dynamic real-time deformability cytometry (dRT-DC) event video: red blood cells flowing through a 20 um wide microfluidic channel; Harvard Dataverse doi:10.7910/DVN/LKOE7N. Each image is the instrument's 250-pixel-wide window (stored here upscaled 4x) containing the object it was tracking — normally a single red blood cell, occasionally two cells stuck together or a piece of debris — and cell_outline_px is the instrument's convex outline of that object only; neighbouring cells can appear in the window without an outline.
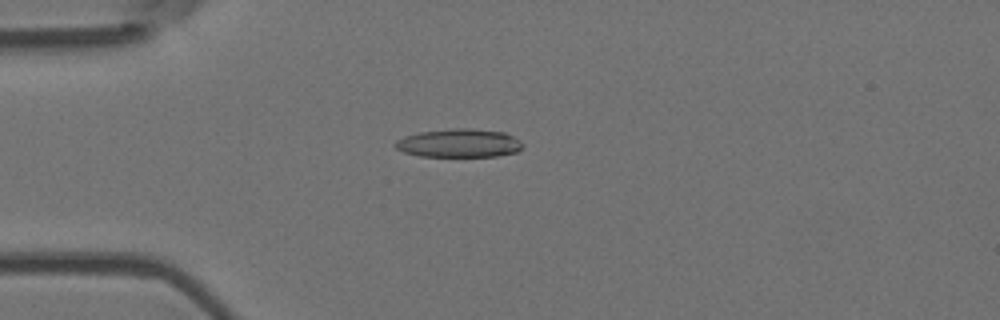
{"species": "Egyptian fruit bat (a non-hibernating species)", "species_latin": "Rousettus aegyptiacus", "temperature_condition": "room temperature", "stored_images_in_passage": 54, "camera_frame_rate_fps": 3000, "um_per_image_px": 0.085, "animal": {"sex": "female"}, "frame": {"image": 1, "passage_image": 15, "time_ms": 4.667, "image_size_px": [1000, 320], "cell_outline_px": [[524, 144], [516, 152], [496, 156], [420, 156], [404, 152], [396, 148], [392, 144], [396, 140], [404, 136], [420, 132], [456, 128], [472, 128], [504, 132], [520, 140]], "centroid_in_image_um": [39.0, 12.16], "position_along_channel_um": 46.0, "area_um2": 21.1}}
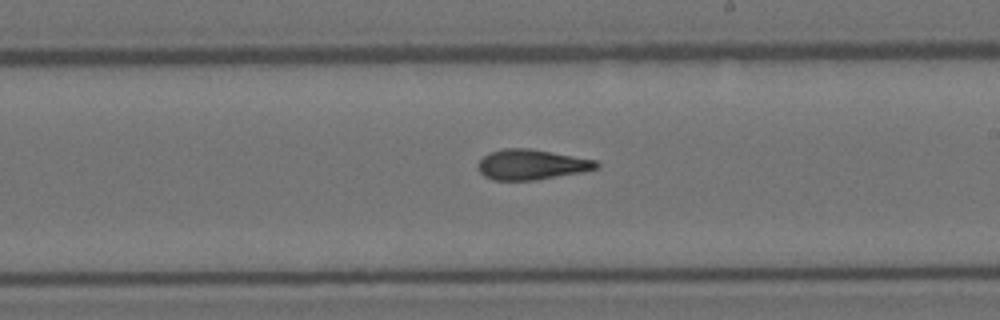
{"frame": {"image": 2, "passage_image": 32, "time_ms": 10.333, "image_size_px": [1000, 320], "cell_outline_px": [[600, 168], [584, 172], [536, 180], [492, 180], [484, 176], [480, 172], [476, 164], [488, 152], [504, 148], [528, 148], [596, 160], [600, 164]], "centroid_in_image_um": [45.18, 13.99], "position_along_channel_um": 243.8, "area_um2": 21.04}}
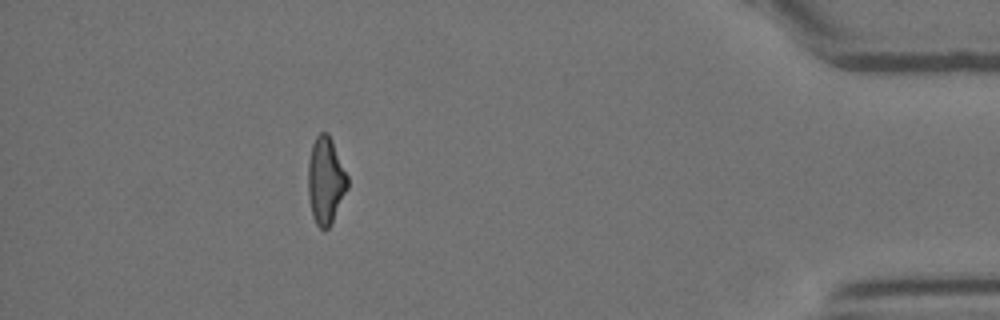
{"frame": {"image": 3, "passage_image": 49, "time_ms": 16.0, "image_size_px": [1000, 320], "cell_outline_px": [[348, 188], [328, 228], [320, 228], [316, 224], [312, 216], [308, 196], [308, 160], [312, 144], [316, 136], [320, 132], [328, 132], [332, 140], [348, 176]], "centroid_in_image_um": [27.67, 15.31], "position_along_channel_um": 407.5, "area_um2": 19.94}, "authors_computed_cell_mechanics": {"area_um2": 20.7213, "velocity_mm_per_s": 3.8019, "shape_relaxation_time_tau1_ms": null, "shape_relaxation_time_tau2_ms": 3.4791, "deformation_change_tau1": null, "deformation_change_tau2": 0.1376}}